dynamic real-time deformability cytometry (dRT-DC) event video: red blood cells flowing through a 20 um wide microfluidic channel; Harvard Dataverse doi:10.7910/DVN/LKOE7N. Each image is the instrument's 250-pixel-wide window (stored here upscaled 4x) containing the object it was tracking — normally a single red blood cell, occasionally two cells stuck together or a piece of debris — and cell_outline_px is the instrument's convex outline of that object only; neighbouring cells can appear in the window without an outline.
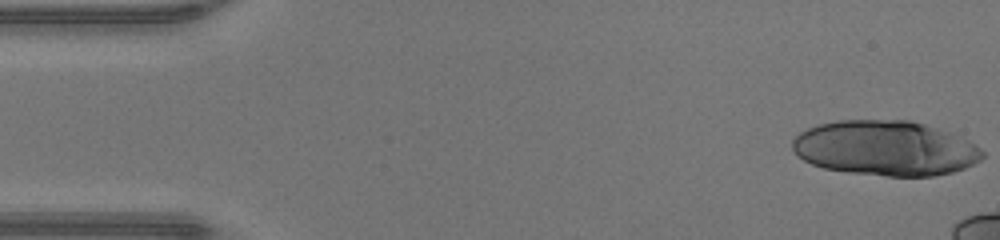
{"species": "human", "species_latin": "Homo sapiens", "temperature_condition": "warm", "stored_images_in_passage": 13, "camera_frame_rate_fps": 3000, "um_per_image_px": 0.085, "donor": {"sex": "male"}, "frame": {"image": 1, "passage_image": 1, "time_ms": 0.0, "image_size_px": [1000, 240], "cell_outline_px": [[984, 156], [980, 160], [964, 168], [952, 172], [932, 176], [888, 176], [848, 172], [824, 168], [812, 164], [796, 156], [792, 148], [792, 140], [800, 132], [808, 128], [820, 124], [836, 120], [912, 120], [952, 132], [976, 144], [984, 152]], "centroid_in_image_um": [75.26, 12.58], "position_along_channel_um": 9.7, "area_um2": 61.21}}